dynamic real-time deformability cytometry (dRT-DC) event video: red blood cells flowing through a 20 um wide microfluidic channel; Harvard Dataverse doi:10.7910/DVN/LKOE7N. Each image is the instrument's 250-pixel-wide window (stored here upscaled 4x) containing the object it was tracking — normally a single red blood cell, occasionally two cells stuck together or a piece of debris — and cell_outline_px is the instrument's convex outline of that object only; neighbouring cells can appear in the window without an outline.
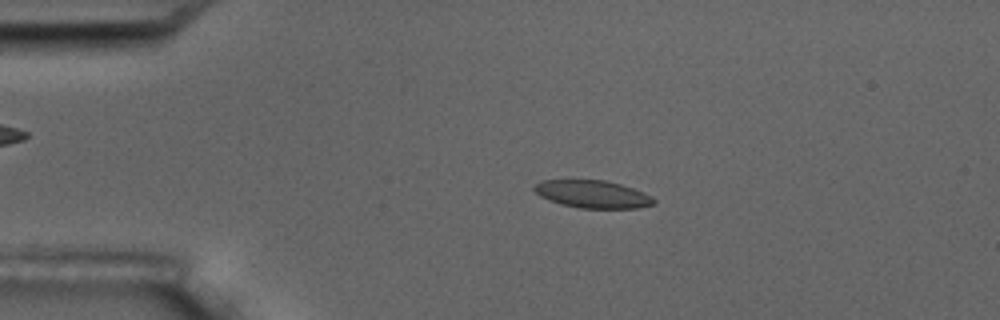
{"species": "common noctule bat (a hibernating species)", "species_latin": "Nyctalus noctula", "temperature_condition": "room temperature", "stored_images_in_passage": 15, "camera_frame_rate_fps": 3000, "um_per_image_px": 0.085, "animal": {"sex": "male", "body_mass_g": 17.5, "forearm_length_mm": 52.3}, "frame": {"image": 1, "passage_image": 3, "time_ms": 2.333, "image_size_px": [1000, 320], "cell_outline_px": [[656, 204], [636, 208], [580, 208], [560, 204], [548, 200], [540, 196], [532, 188], [540, 180], [604, 180], [620, 184], [644, 192], [652, 196], [656, 200]], "centroid_in_image_um": [50.38, 16.51], "position_along_channel_um": 34.6, "area_um2": 19.31}}
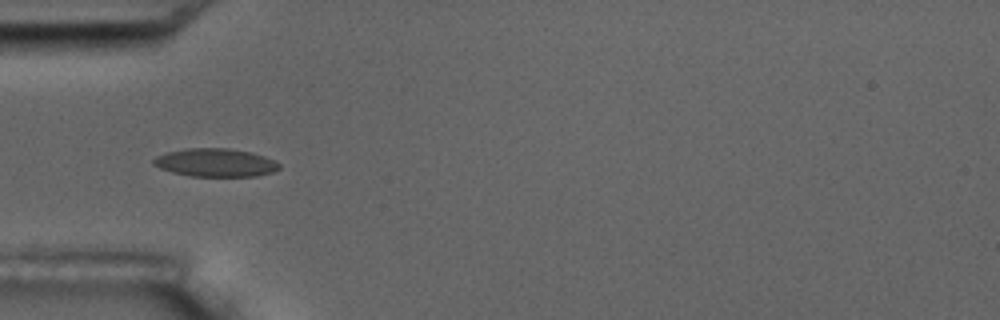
{"frame": {"image": 2, "passage_image": 5, "time_ms": 4.333, "image_size_px": [1000, 320], "cell_outline_px": [[280, 168], [272, 172], [256, 176], [188, 176], [172, 172], [160, 168], [152, 164], [152, 160], [156, 156], [168, 152], [188, 148], [228, 148], [252, 152], [264, 156], [280, 164]], "centroid_in_image_um": [18.3, 13.82], "position_along_channel_um": 66.7, "area_um2": 20.63}}
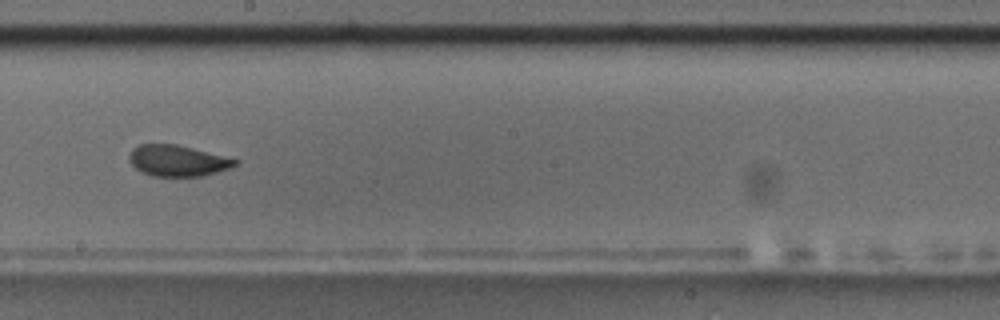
{"frame": {"image": 3, "passage_image": 9, "time_ms": 9.0, "image_size_px": [1000, 320], "cell_outline_px": [[240, 160], [232, 168], [204, 176], [152, 176], [136, 168], [128, 160], [128, 156], [132, 148], [140, 144], [176, 144]], "centroid_in_image_um": [15.1, 13.66], "position_along_channel_um": 233.1, "area_um2": 19.19}, "authors_computed_cell_mechanics": {"area_um2": 19.9988, "velocity_mm_per_s": 3.5796, "shape_relaxation_time_tau1_ms": 6.1274, "shape_relaxation_time_tau2_ms": null, "deformation_change_tau1": 0.1057, "deformation_change_tau2": null}}